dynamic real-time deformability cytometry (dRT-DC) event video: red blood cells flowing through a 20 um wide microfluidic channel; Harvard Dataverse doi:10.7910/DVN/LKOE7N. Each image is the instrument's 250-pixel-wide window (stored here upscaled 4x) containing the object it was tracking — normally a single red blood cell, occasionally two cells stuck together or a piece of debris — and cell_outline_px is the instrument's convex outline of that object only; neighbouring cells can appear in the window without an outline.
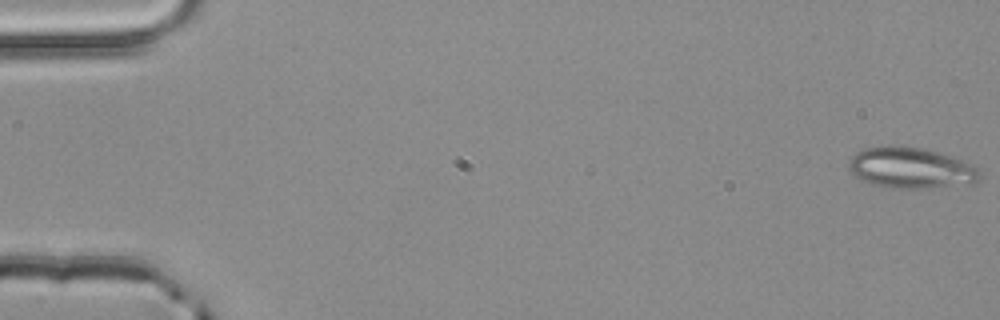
{"species": "common noctule bat (a hibernating species)", "species_latin": "Nyctalus noctula", "temperature_condition": "room temperature", "stored_images_in_passage": 3, "camera_frame_rate_fps": 3000, "um_per_image_px": 0.085, "animal": {"sex": "male", "body_mass_g": 20.4}, "frame": {"image": 1, "passage_image": 1, "time_ms": 0.0, "image_size_px": [1000, 320], "cell_outline_px": [[980, 176], [972, 184], [924, 188], [888, 188], [872, 184], [852, 176], [848, 168], [848, 160], [856, 152], [864, 148], [888, 144], [904, 144], [924, 148], [952, 156], [976, 164], [980, 168]], "centroid_in_image_um": [77.41, 14.24], "position_along_channel_um": 7.6, "area_um2": 32.25}}
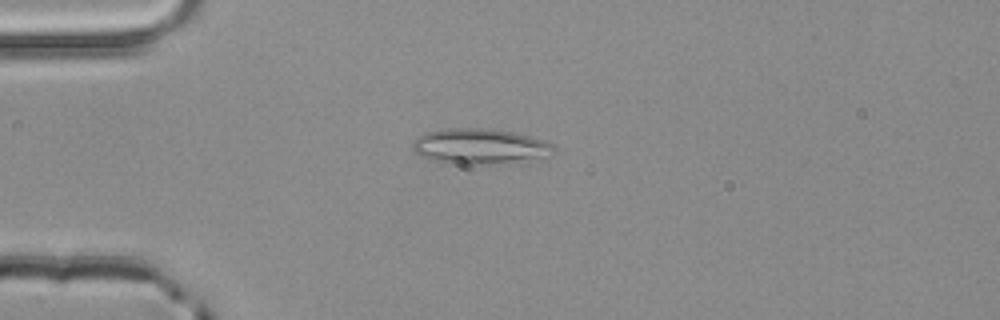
{"frame": {"image": 2, "passage_image": 3, "time_ms": 0.667, "image_size_px": [1000, 320], "cell_outline_px": [[556, 148], [544, 156], [480, 164], [460, 164], [432, 160], [420, 156], [412, 148], [412, 144], [416, 136], [428, 132], [448, 128], [484, 128], [516, 132], [548, 140]], "centroid_in_image_um": [40.72, 12.4], "position_along_channel_um": 44.3, "area_um2": 28.55}}